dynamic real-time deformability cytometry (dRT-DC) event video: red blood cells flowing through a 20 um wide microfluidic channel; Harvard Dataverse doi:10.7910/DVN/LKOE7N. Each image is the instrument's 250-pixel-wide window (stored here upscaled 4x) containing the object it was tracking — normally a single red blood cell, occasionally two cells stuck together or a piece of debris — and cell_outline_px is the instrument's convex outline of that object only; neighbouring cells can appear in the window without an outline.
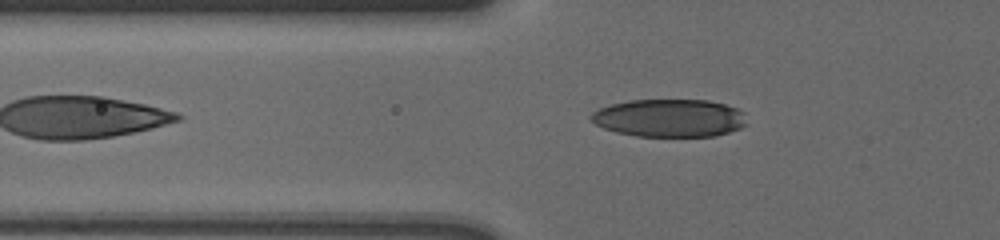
{"species": "human", "species_latin": "Homo sapiens", "temperature_condition": "cold", "stored_images_in_passage": 41, "camera_frame_rate_fps": 3000, "um_per_image_px": 0.085, "donor": {"sex": "male"}, "frame": {"image": 1, "passage_image": 4, "time_ms": 1.0, "image_size_px": [1000, 240], "cell_outline_px": [[748, 124], [740, 128], [716, 136], [636, 136], [616, 132], [604, 128], [596, 124], [588, 116], [592, 112], [600, 108], [612, 104], [632, 100], [708, 100], [724, 104], [736, 108], [744, 112]], "centroid_in_image_um": [56.92, 10.03], "position_along_channel_um": 68.9, "area_um2": 34.39}}
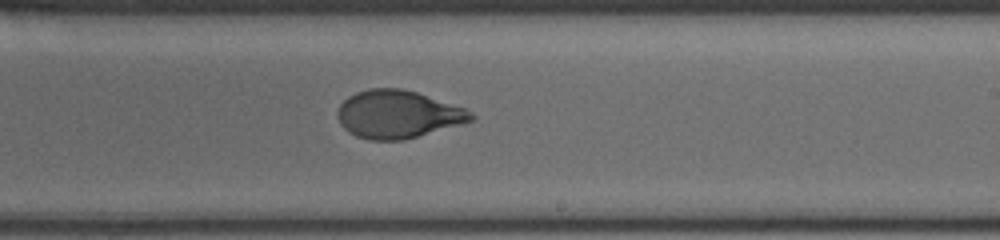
{"frame": {"image": 2, "passage_image": 20, "time_ms": 6.333, "image_size_px": [1000, 240], "cell_outline_px": [[476, 116], [472, 120], [464, 124], [404, 140], [368, 140], [356, 136], [348, 132], [340, 124], [336, 116], [336, 112], [340, 104], [348, 96], [356, 92], [372, 88], [400, 88], [416, 92], [464, 108], [472, 112]], "centroid_in_image_um": [33.8, 9.73], "position_along_channel_um": 255.2, "area_um2": 37.4}}
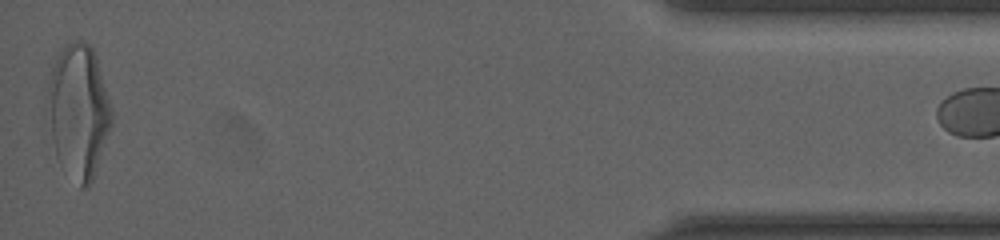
{"frame": {"image": 3, "passage_image": 40, "time_ms": 13.0, "image_size_px": [1000, 240], "cell_outline_px": [[112, 124], [92, 180], [88, 188], [80, 188], [56, 156], [44, 116], [48, 84], [52, 68], [60, 52], [72, 40], [84, 40], [92, 48], [96, 56], [112, 108]], "centroid_in_image_um": [6.64, 9.45], "position_along_channel_um": 428.6, "area_um2": 50.23}}